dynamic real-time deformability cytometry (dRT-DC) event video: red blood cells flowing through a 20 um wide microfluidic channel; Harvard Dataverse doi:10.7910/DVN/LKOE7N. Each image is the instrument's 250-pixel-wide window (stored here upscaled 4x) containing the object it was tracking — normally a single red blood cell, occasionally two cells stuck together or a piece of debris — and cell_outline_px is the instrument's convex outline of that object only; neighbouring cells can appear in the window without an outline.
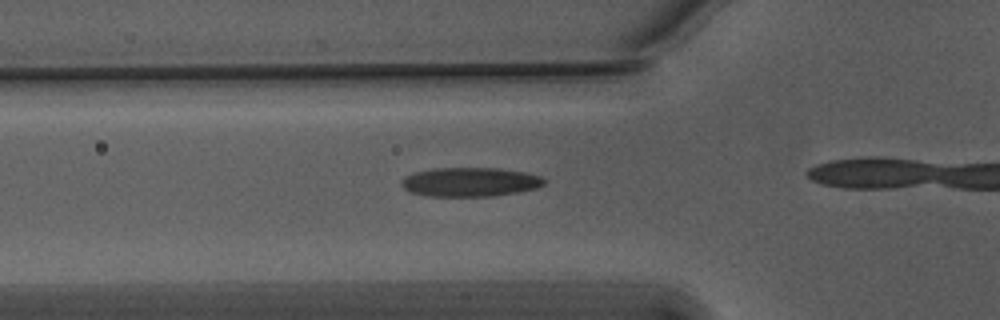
{"species": "Egyptian fruit bat (a non-hibernating species)", "species_latin": "Rousettus aegyptiacus", "temperature_condition": "warm", "stored_images_in_passage": 11, "camera_frame_rate_fps": 3000, "um_per_image_px": 0.085, "animal": {"sex": "male"}, "frame": {"image": 1, "passage_image": 4, "time_ms": 1.0, "image_size_px": [1000, 320], "cell_outline_px": [[544, 184], [536, 188], [516, 192], [492, 196], [428, 196], [412, 192], [404, 188], [400, 184], [404, 176], [412, 172], [432, 168], [496, 168], [524, 172], [540, 176], [544, 180]], "centroid_in_image_um": [39.9, 15.46], "position_along_channel_um": 85.9, "area_um2": 24.1}}
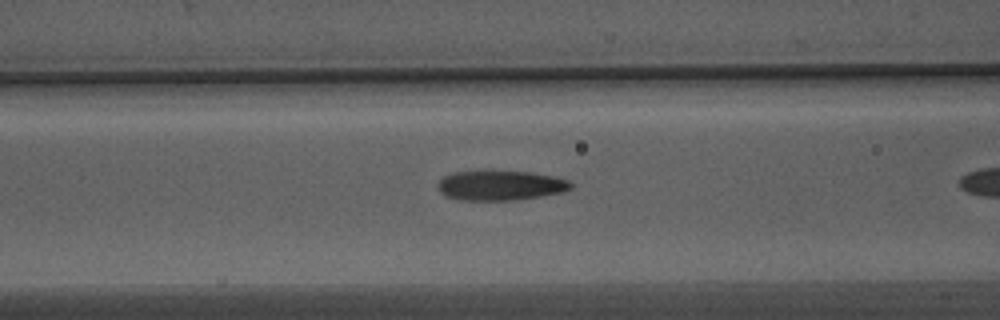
{"frame": {"image": 2, "passage_image": 7, "time_ms": 2.0, "image_size_px": [1000, 320], "cell_outline_px": [[572, 188], [564, 192], [516, 200], [464, 200], [444, 196], [440, 192], [440, 180], [444, 176], [452, 172], [484, 168], [492, 168], [532, 172], [556, 176], [568, 180], [572, 184]], "centroid_in_image_um": [42.55, 15.7], "position_along_channel_um": 124.1, "area_um2": 24.1}}
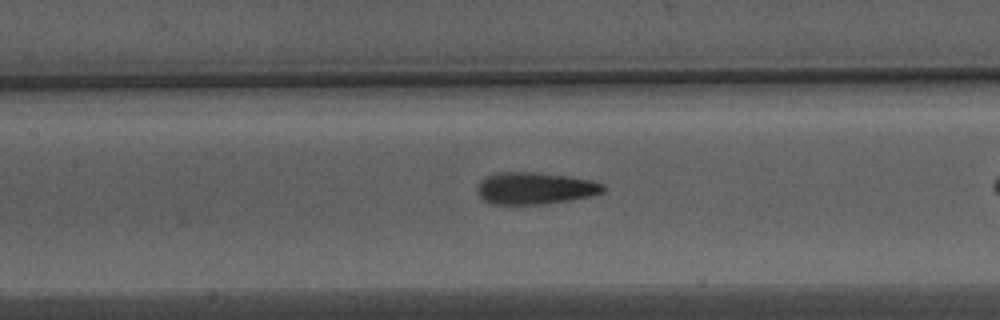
{"frame": {"image": 3, "passage_image": 10, "time_ms": 3.0, "image_size_px": [1000, 320], "cell_outline_px": [[608, 188], [604, 192], [592, 196], [544, 204], [488, 204], [476, 192], [476, 188], [480, 180], [484, 176], [496, 172], [536, 172], [568, 176], [592, 180], [604, 184]], "centroid_in_image_um": [45.46, 15.99], "position_along_channel_um": 161.9, "area_um2": 23.87}}